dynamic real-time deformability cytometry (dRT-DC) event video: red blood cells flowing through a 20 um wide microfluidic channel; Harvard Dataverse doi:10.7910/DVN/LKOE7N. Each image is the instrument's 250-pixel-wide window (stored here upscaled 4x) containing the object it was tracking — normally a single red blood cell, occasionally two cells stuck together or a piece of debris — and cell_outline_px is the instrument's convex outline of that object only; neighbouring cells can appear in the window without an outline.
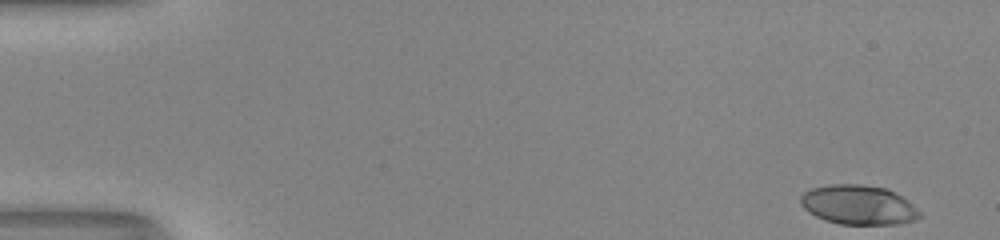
{"species": "human", "species_latin": "Homo sapiens", "temperature_condition": "room temperature", "stored_images_in_passage": 11, "camera_frame_rate_fps": 3000, "um_per_image_px": 0.085, "donor": {"sex": "male"}, "frame": {"image": 1, "passage_image": 1, "time_ms": 0.0, "image_size_px": [1000, 240], "cell_outline_px": [[924, 216], [916, 220], [896, 224], [840, 224], [824, 220], [808, 212], [800, 204], [800, 196], [804, 192], [812, 188], [828, 184], [860, 184], [884, 188], [908, 200]], "centroid_in_image_um": [72.95, 17.42], "position_along_channel_um": 12.0, "area_um2": 27.4}}